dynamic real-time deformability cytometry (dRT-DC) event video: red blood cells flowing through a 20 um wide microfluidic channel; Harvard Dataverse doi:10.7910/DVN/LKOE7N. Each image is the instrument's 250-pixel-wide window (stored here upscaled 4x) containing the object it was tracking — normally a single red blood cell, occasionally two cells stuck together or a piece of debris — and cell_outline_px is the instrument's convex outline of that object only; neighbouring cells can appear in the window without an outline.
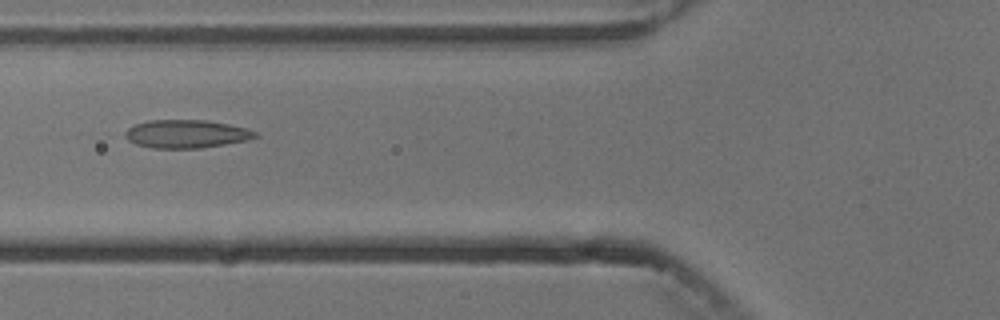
{"species": "common noctule bat (a hibernating species)", "species_latin": "Nyctalus noctula", "temperature_condition": "cold", "stored_images_in_passage": 7, "camera_frame_rate_fps": 3000, "um_per_image_px": 0.085, "animal": {"sex": "male", "body_mass_g": 13.3}, "frame": {"image": 1, "passage_image": 5, "time_ms": 4.667, "image_size_px": [1000, 320], "cell_outline_px": [[260, 136], [248, 140], [200, 148], [152, 148], [136, 144], [128, 140], [124, 136], [124, 132], [128, 128], [136, 124], [148, 120], [204, 120], [228, 124], [248, 128], [256, 132]], "centroid_in_image_um": [15.84, 11.38], "position_along_channel_um": 110.0, "area_um2": 21.39}}
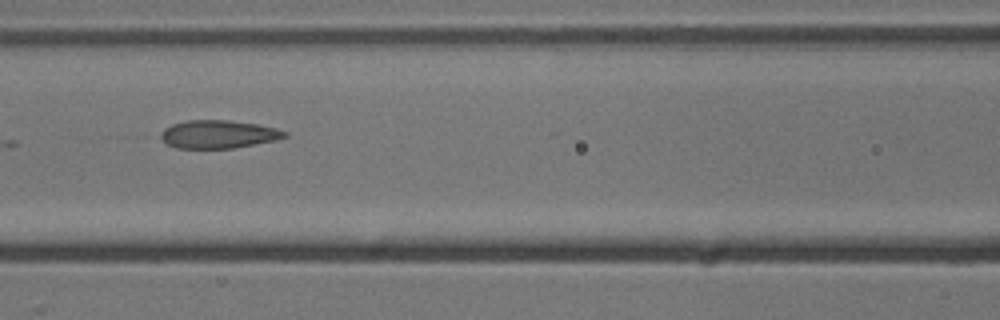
{"frame": {"image": 2, "passage_image": 6, "time_ms": 5.667, "image_size_px": [1000, 320], "cell_outline_px": [[288, 136], [276, 140], [232, 148], [176, 148], [164, 144], [160, 136], [160, 132], [164, 128], [172, 124], [188, 120], [228, 120], [256, 124], [276, 128], [288, 132]], "centroid_in_image_um": [18.53, 11.41], "position_along_channel_um": 148.1, "area_um2": 20.35}}
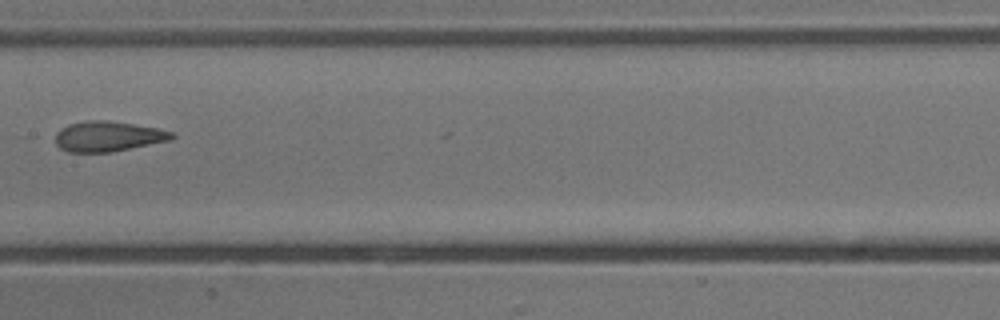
{"frame": {"image": 3, "passage_image": 7, "time_ms": 7.0, "image_size_px": [1000, 320], "cell_outline_px": [[176, 136], [172, 140], [112, 152], [68, 152], [60, 148], [56, 144], [56, 132], [60, 128], [68, 124], [88, 120], [108, 120], [156, 128], [172, 132]], "centroid_in_image_um": [9.17, 11.59], "position_along_channel_um": 198.2, "area_um2": 20.58}}